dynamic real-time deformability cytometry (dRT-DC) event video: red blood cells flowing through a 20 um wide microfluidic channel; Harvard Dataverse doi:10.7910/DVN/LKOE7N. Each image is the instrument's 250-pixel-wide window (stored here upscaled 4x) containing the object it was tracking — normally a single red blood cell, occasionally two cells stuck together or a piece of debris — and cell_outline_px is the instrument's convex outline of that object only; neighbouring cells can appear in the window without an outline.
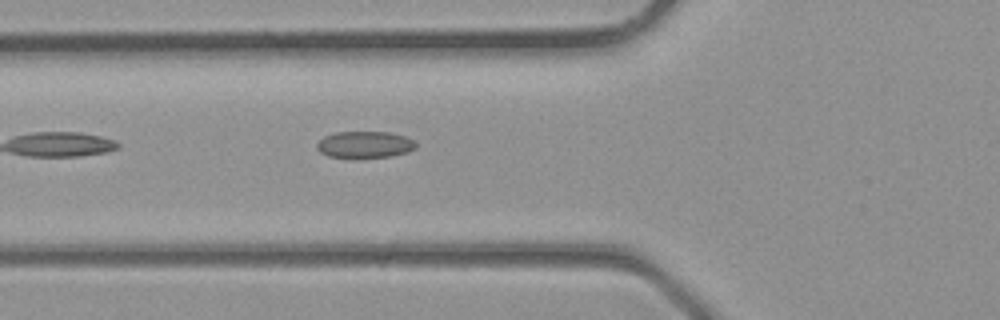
{"species": "common noctule bat (a hibernating species)", "species_latin": "Nyctalus noctula", "temperature_condition": "room temperature", "stored_images_in_passage": 3, "camera_frame_rate_fps": 3000, "um_per_image_px": 0.085, "animal": {"sex": "male", "body_mass_g": 23.1, "forearm_length_mm": 52.7}, "frame": {"image": 1, "passage_image": 2, "time_ms": 0.333, "image_size_px": [1000, 320], "cell_outline_px": [[416, 148], [408, 152], [392, 156], [356, 160], [352, 160], [328, 156], [320, 152], [316, 148], [316, 144], [324, 136], [336, 132], [388, 132], [404, 136], [416, 140]], "centroid_in_image_um": [30.99, 12.33], "position_along_channel_um": 94.8, "area_um2": 16.07}}